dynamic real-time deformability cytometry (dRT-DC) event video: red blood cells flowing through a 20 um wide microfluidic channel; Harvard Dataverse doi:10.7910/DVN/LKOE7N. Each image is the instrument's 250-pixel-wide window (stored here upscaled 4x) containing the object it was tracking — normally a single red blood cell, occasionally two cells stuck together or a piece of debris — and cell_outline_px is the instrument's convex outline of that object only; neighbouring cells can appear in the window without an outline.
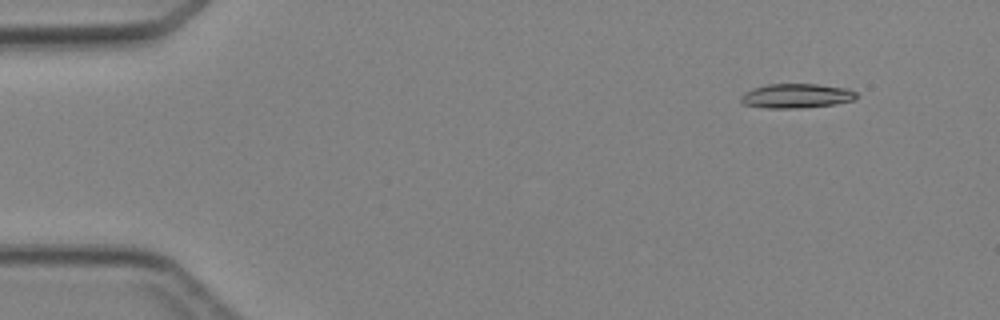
{"species": "Egyptian fruit bat (a non-hibernating species)", "species_latin": "Rousettus aegyptiacus", "temperature_condition": "cold", "stored_images_in_passage": 5, "camera_frame_rate_fps": 3000, "um_per_image_px": 0.085, "animal": {"sex": "female"}, "frame": {"image": 1, "passage_image": 2, "time_ms": 1.333, "image_size_px": [1000, 320], "cell_outline_px": [[856, 100], [836, 104], [800, 108], [764, 108], [744, 104], [740, 100], [740, 96], [744, 92], [752, 88], [768, 84], [816, 84], [848, 88], [856, 92]], "centroid_in_image_um": [67.69, 8.15], "position_along_channel_um": 17.3, "area_um2": 16.59}}
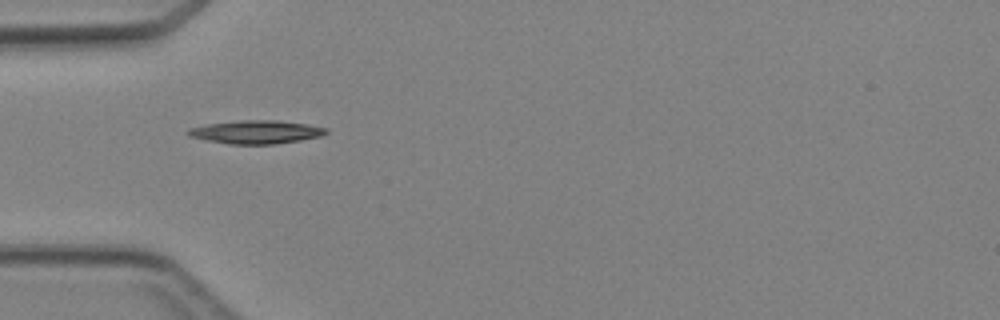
{"frame": {"image": 2, "passage_image": 5, "time_ms": 4.667, "image_size_px": [1000, 320], "cell_outline_px": [[328, 132], [320, 136], [300, 140], [272, 144], [228, 144], [188, 136], [188, 128], [204, 124], [240, 120], [276, 120], [308, 124], [328, 128]], "centroid_in_image_um": [21.76, 11.21], "position_along_channel_um": 63.2, "area_um2": 18.73}}